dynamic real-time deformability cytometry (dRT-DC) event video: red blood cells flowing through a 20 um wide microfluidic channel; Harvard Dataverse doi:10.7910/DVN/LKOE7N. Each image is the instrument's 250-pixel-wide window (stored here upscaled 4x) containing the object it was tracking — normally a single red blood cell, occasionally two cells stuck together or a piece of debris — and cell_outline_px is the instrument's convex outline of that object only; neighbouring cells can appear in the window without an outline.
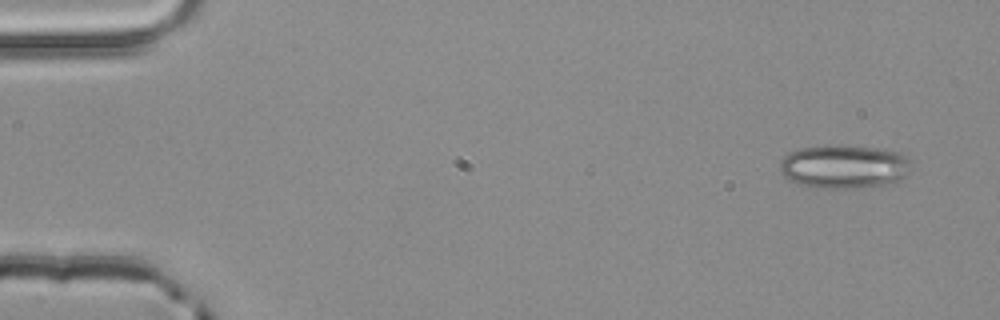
{"species": "common noctule bat (a hibernating species)", "species_latin": "Nyctalus noctula", "temperature_condition": "room temperature", "stored_images_in_passage": 3, "camera_frame_rate_fps": 3000, "um_per_image_px": 0.085, "animal": {"sex": "male", "body_mass_g": 20.4}, "frame": {"image": 1, "passage_image": 1, "time_ms": 0.0, "image_size_px": [1000, 320], "cell_outline_px": [[908, 176], [900, 180], [884, 184], [848, 188], [824, 188], [796, 184], [784, 176], [780, 172], [780, 160], [788, 152], [800, 148], [828, 144], [836, 144], [876, 148], [900, 152], [908, 160]], "centroid_in_image_um": [71.68, 14.14], "position_along_channel_um": 13.3, "area_um2": 33.47}}